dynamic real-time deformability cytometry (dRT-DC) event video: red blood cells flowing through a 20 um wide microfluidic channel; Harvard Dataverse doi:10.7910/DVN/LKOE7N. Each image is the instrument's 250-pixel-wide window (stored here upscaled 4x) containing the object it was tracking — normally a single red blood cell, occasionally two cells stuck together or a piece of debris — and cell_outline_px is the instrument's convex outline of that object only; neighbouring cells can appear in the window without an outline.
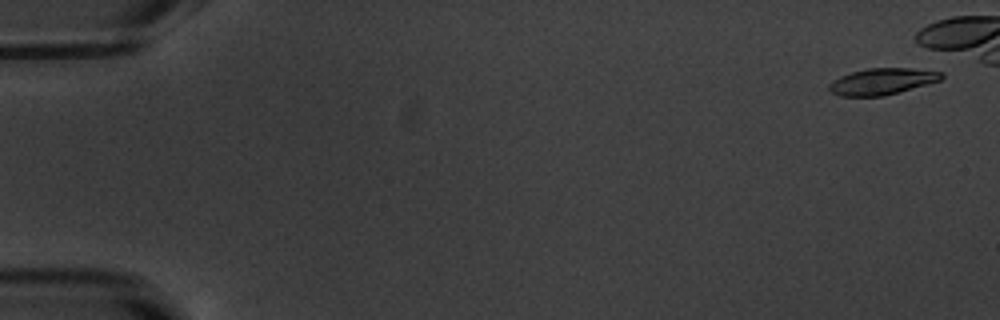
{"species": "common noctule bat (a hibernating species)", "species_latin": "Nyctalus noctula", "temperature_condition": "warm", "stored_images_in_passage": 44, "camera_frame_rate_fps": 3000, "um_per_image_px": 0.085, "animal": {"sex": "male", "body_mass_g": 20.1, "forearm_length_mm": 53.5}, "frame": {"image": 1, "passage_image": 2, "time_ms": 0.333, "image_size_px": [1000, 320], "cell_outline_px": [[944, 76], [940, 80], [884, 96], [840, 96], [832, 92], [828, 88], [828, 84], [832, 80], [840, 76], [852, 72], [868, 68], [912, 68], [944, 72]], "centroid_in_image_um": [74.96, 6.91], "position_along_channel_um": 10.0, "area_um2": 17.22}}
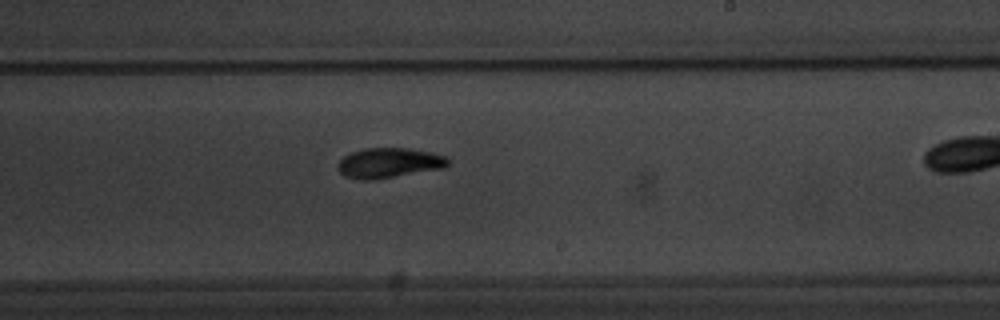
{"frame": {"image": 2, "passage_image": 33, "time_ms": 10.667, "image_size_px": [1000, 320], "cell_outline_px": [[448, 164], [444, 168], [376, 180], [360, 180], [344, 176], [336, 168], [340, 160], [344, 156], [352, 152], [364, 148], [408, 148], [432, 152], [444, 156], [448, 160]], "centroid_in_image_um": [33.04, 13.86], "position_along_channel_um": 256.0, "area_um2": 19.42}}
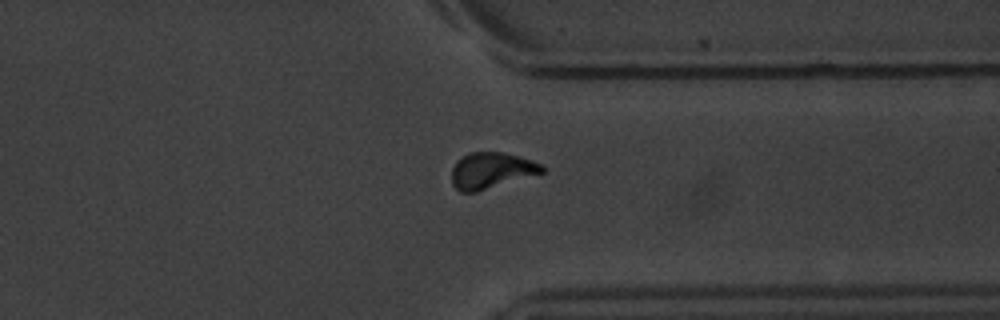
{"frame": {"image": 3, "passage_image": 42, "time_ms": 13.667, "image_size_px": [1000, 320], "cell_outline_px": [[544, 172], [476, 192], [460, 192], [452, 184], [452, 168], [456, 160], [468, 152], [500, 152], [520, 156], [532, 160], [540, 164], [544, 168]], "centroid_in_image_um": [41.72, 14.48], "position_along_channel_um": 369.7, "area_um2": 18.96}}